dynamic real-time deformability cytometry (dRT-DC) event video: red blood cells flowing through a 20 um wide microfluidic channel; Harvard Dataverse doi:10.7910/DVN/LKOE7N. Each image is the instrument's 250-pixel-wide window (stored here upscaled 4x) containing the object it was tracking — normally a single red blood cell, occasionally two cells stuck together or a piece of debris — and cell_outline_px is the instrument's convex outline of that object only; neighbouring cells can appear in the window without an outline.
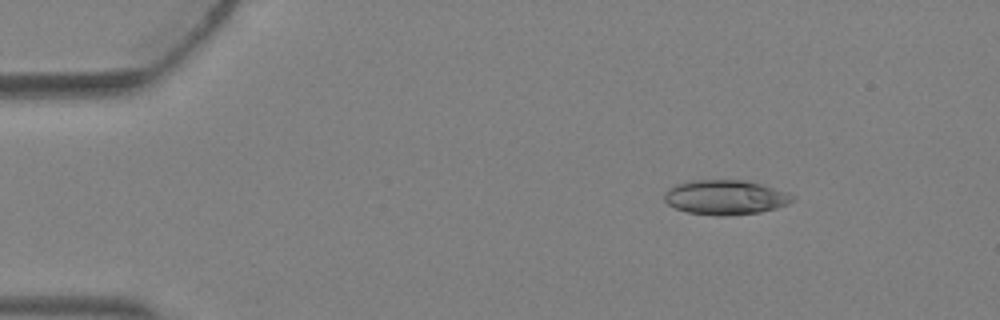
{"species": "Egyptian fruit bat (a non-hibernating species)", "species_latin": "Rousettus aegyptiacus", "temperature_condition": "warm", "stored_images_in_passage": 4, "camera_frame_rate_fps": 3000, "um_per_image_px": 0.085, "animal": {"sex": "female"}, "frame": {"image": 1, "passage_image": 2, "time_ms": 0.333, "image_size_px": [1000, 320], "cell_outline_px": [[796, 196], [788, 204], [776, 208], [760, 212], [724, 216], [716, 216], [688, 212], [676, 208], [668, 204], [664, 200], [664, 192], [668, 188], [676, 184], [688, 180], [748, 180], [788, 192]], "centroid_in_image_um": [61.65, 16.76], "position_along_channel_um": 23.3, "area_um2": 26.07}}
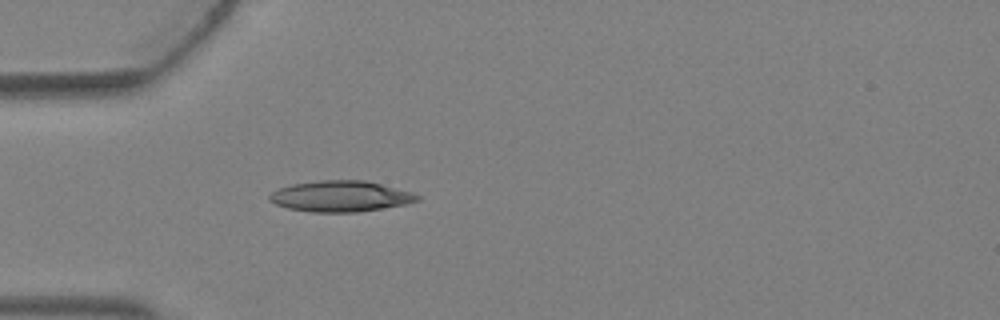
{"frame": {"image": 2, "passage_image": 4, "time_ms": 1.0, "image_size_px": [1000, 320], "cell_outline_px": [[420, 200], [404, 204], [356, 212], [312, 212], [288, 208], [276, 204], [268, 200], [268, 196], [272, 192], [280, 188], [292, 184], [320, 180], [364, 180], [412, 192], [420, 196]], "centroid_in_image_um": [28.92, 16.68], "position_along_channel_um": 56.1, "area_um2": 26.36}}